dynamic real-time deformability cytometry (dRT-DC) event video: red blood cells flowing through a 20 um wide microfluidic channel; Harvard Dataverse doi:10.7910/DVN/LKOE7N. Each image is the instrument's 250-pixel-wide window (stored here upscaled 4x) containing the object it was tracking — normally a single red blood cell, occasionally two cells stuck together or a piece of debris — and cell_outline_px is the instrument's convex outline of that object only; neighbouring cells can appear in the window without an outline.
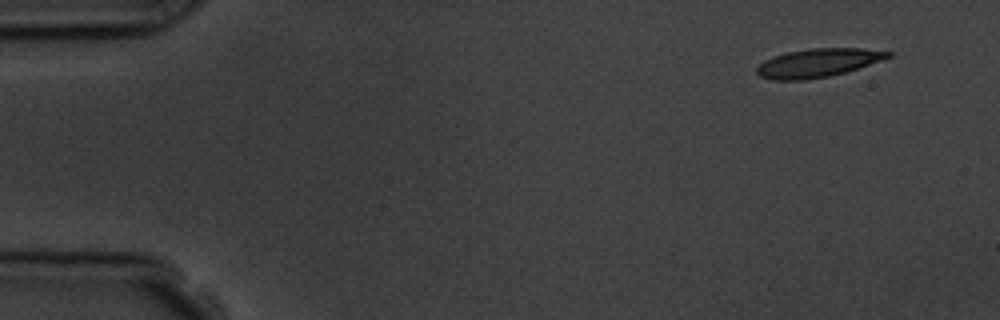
{"species": "common noctule bat (a hibernating species)", "species_latin": "Nyctalus noctula", "temperature_condition": "room temperature", "stored_images_in_passage": 4, "camera_frame_rate_fps": 3000, "um_per_image_px": 0.085, "animal": {"sex": "male", "body_mass_g": 19.5, "forearm_length_mm": 54.6}, "frame": {"image": 1, "passage_image": 1, "time_ms": 0.0, "image_size_px": [1000, 320], "cell_outline_px": [[892, 56], [844, 72], [828, 76], [804, 80], [772, 80], [760, 76], [756, 72], [756, 68], [764, 60], [788, 52], [808, 48], [860, 48], [892, 52]], "centroid_in_image_um": [69.48, 5.34], "position_along_channel_um": 15.5, "area_um2": 21.44}}